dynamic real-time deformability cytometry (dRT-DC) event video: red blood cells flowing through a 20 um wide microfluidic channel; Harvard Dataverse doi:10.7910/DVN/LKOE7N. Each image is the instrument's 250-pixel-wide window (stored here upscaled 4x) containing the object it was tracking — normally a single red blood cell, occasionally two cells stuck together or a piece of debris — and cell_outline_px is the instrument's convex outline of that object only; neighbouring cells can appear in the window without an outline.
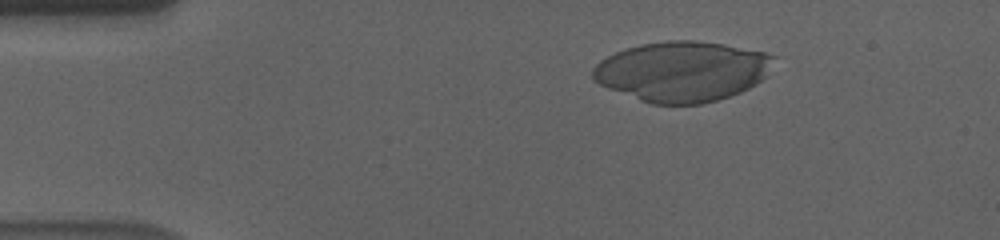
{"species": "human", "species_latin": "Homo sapiens", "temperature_condition": "cold", "stored_images_in_passage": 57, "camera_frame_rate_fps": 3000, "um_per_image_px": 0.085, "donor": {"sex": "male"}, "frame": {"image": 1, "passage_image": 9, "time_ms": 2.667, "image_size_px": [1000, 240], "cell_outline_px": [[776, 56], [768, 76], [756, 84], [740, 92], [716, 100], [700, 104], [652, 104], [640, 100], [608, 88], [600, 84], [592, 76], [592, 68], [600, 60], [624, 48], [640, 44], [668, 40], [692, 40], [724, 44], [764, 52]], "centroid_in_image_um": [58.01, 6.06], "position_along_channel_um": 27.0, "area_um2": 63.52}}